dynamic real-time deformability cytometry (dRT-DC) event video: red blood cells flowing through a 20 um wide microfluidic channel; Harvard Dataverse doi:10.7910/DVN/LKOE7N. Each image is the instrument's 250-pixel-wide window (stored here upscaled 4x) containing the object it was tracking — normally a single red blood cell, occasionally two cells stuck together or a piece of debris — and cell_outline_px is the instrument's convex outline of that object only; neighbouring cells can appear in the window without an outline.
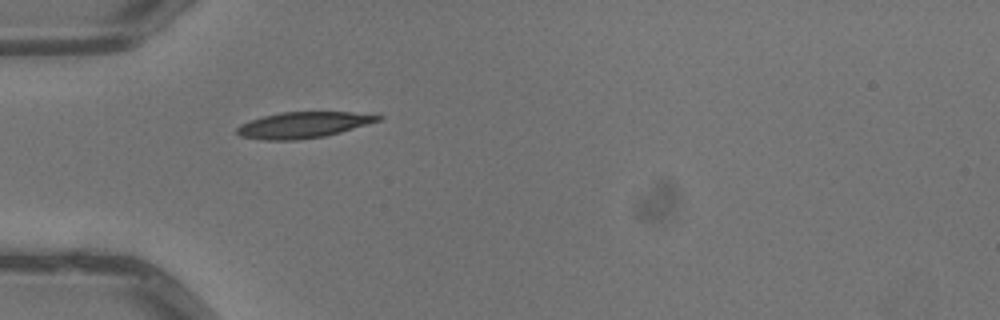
{"species": "common noctule bat (a hibernating species)", "species_latin": "Nyctalus noctula", "temperature_condition": "warm", "stored_images_in_passage": 1, "camera_frame_rate_fps": 3000, "um_per_image_px": 0.085, "animal": {"sex": "male", "body_mass_g": 13.3}, "frame": {"image": 1, "passage_image": 1, "time_ms": 0.0, "image_size_px": [1000, 320], "cell_outline_px": [[384, 116], [380, 120], [340, 132], [324, 136], [296, 140], [264, 140], [240, 136], [236, 132], [236, 128], [240, 124], [264, 116], [280, 112], [352, 112]], "centroid_in_image_um": [25.74, 10.62], "position_along_channel_um": 59.3, "area_um2": 21.15}}